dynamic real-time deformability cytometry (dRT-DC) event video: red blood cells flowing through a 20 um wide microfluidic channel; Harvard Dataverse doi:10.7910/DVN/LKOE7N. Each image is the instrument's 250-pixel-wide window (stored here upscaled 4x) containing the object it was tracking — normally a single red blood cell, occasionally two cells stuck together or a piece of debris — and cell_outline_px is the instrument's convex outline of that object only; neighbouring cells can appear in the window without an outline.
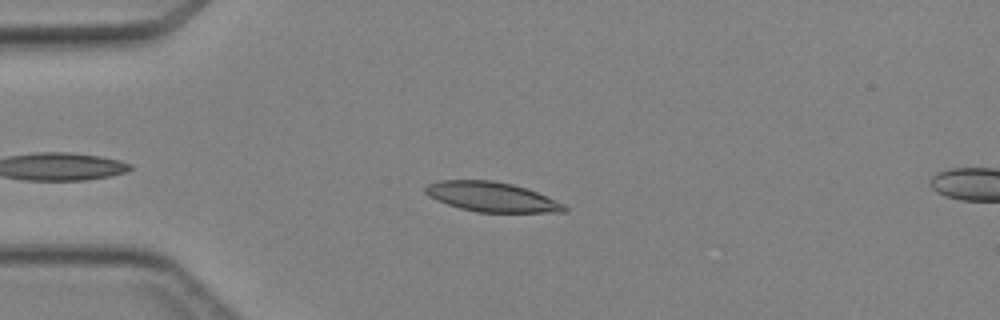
{"species": "Egyptian fruit bat (a non-hibernating species)", "species_latin": "Rousettus aegyptiacus", "temperature_condition": "cold", "stored_images_in_passage": 10, "camera_frame_rate_fps": 3000, "um_per_image_px": 0.085, "animal": {"sex": "female"}, "frame": {"image": 1, "passage_image": 7, "time_ms": 2.0, "image_size_px": [1000, 320], "cell_outline_px": [[568, 212], [476, 212], [460, 208], [436, 200], [428, 196], [424, 192], [424, 188], [428, 184], [440, 180], [492, 180], [512, 184], [536, 192], [564, 204], [568, 208]], "centroid_in_image_um": [41.77, 16.74], "position_along_channel_um": 43.2, "area_um2": 23.93}}